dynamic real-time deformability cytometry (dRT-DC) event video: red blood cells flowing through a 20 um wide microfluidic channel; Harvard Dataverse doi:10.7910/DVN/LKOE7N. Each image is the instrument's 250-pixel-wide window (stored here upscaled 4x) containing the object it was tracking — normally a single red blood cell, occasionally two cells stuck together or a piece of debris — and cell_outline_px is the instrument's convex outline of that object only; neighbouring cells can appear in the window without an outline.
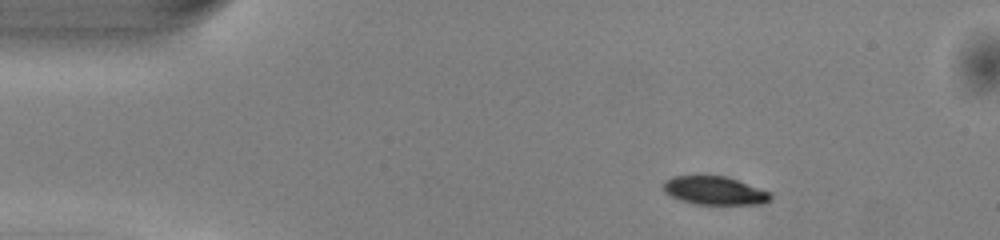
{"species": "common noctule bat (a hibernating species)", "species_latin": "Nyctalus noctula", "temperature_condition": "warm", "stored_images_in_passage": 51, "camera_frame_rate_fps": 3000, "um_per_image_px": 0.085, "animal": {"sex": "male", "body_mass_g": 13.0, "forearm_length_mm": 53.1}, "frame": {"image": 1, "passage_image": 8, "time_ms": 2.333, "image_size_px": [1000, 240], "cell_outline_px": [[772, 196], [768, 200], [760, 204], [696, 204], [680, 200], [664, 192], [660, 184], [664, 180], [672, 176], [724, 176], [736, 180], [768, 192]], "centroid_in_image_um": [60.63, 16.2], "position_along_channel_um": 24.4, "area_um2": 17.46}}
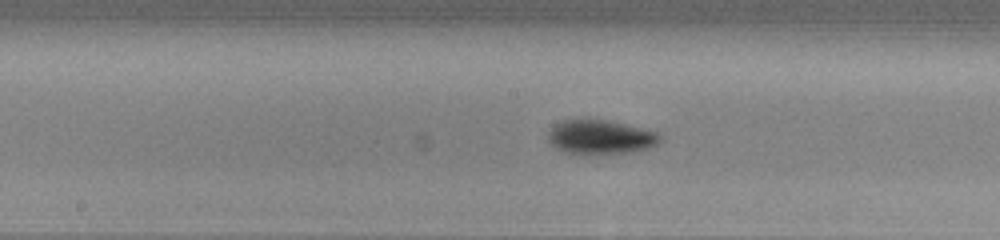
{"frame": {"image": 2, "passage_image": 26, "time_ms": 8.333, "image_size_px": [1000, 240], "cell_outline_px": [[664, 140], [648, 148], [632, 152], [584, 156], [564, 152], [556, 148], [548, 140], [548, 132], [556, 124], [564, 120], [604, 120], [624, 124], [660, 132]], "centroid_in_image_um": [51.07, 11.69], "position_along_channel_um": 197.1, "area_um2": 22.66}}
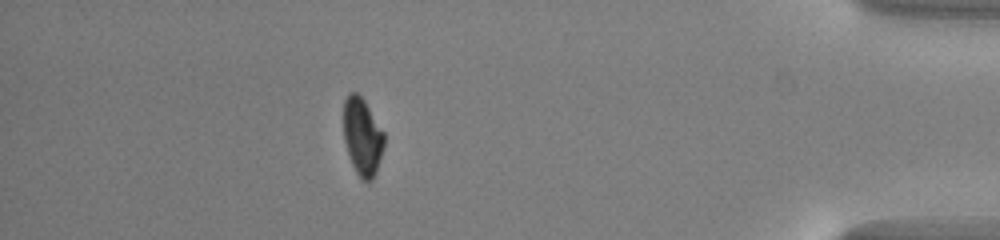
{"frame": {"image": 3, "passage_image": 45, "time_ms": 14.667, "image_size_px": [1000, 240], "cell_outline_px": [[384, 148], [376, 172], [372, 180], [364, 180], [356, 172], [352, 164], [344, 140], [344, 100], [348, 92], [356, 92], [364, 100], [384, 132]], "centroid_in_image_um": [30.81, 11.59], "position_along_channel_um": 404.4, "area_um2": 18.15}, "authors_computed_cell_mechanics": {"area_um2": 20.1722, "velocity_mm_per_s": 4.07, "shape_relaxation_time_tau1_ms": 1.8518, "shape_relaxation_time_tau2_ms": 10.8377, "deformation_change_tau1": 0.1246, "deformation_change_tau2": 0.1215}}